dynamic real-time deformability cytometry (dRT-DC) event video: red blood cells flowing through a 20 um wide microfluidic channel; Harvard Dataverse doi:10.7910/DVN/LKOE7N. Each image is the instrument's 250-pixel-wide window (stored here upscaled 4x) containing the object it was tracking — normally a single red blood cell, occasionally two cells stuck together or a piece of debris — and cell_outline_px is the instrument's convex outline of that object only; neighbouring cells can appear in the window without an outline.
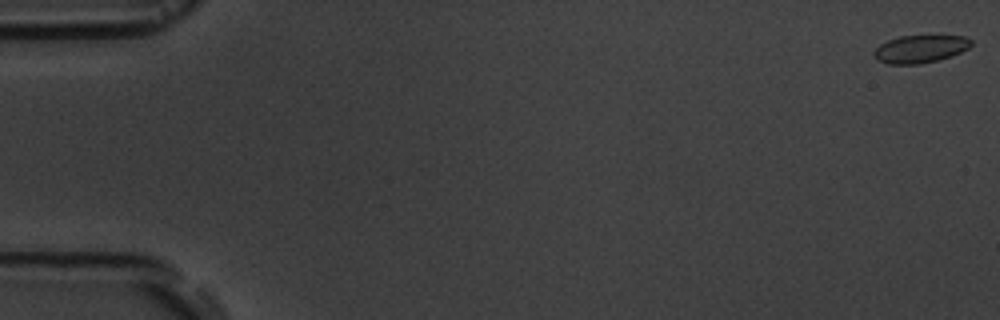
{"species": "common noctule bat (a hibernating species)", "species_latin": "Nyctalus noctula", "temperature_condition": "room temperature", "stored_images_in_passage": 5, "camera_frame_rate_fps": 3000, "um_per_image_px": 0.085, "animal": {"sex": "male", "body_mass_g": 19.5, "forearm_length_mm": 54.6}, "frame": {"image": 1, "passage_image": 1, "time_ms": 0.0, "image_size_px": [1000, 320], "cell_outline_px": [[972, 44], [968, 48], [952, 56], [920, 64], [888, 64], [876, 60], [872, 52], [880, 44], [888, 40], [900, 36], [964, 36], [972, 40]], "centroid_in_image_um": [78.19, 4.17], "position_along_channel_um": 6.8, "area_um2": 15.66}}